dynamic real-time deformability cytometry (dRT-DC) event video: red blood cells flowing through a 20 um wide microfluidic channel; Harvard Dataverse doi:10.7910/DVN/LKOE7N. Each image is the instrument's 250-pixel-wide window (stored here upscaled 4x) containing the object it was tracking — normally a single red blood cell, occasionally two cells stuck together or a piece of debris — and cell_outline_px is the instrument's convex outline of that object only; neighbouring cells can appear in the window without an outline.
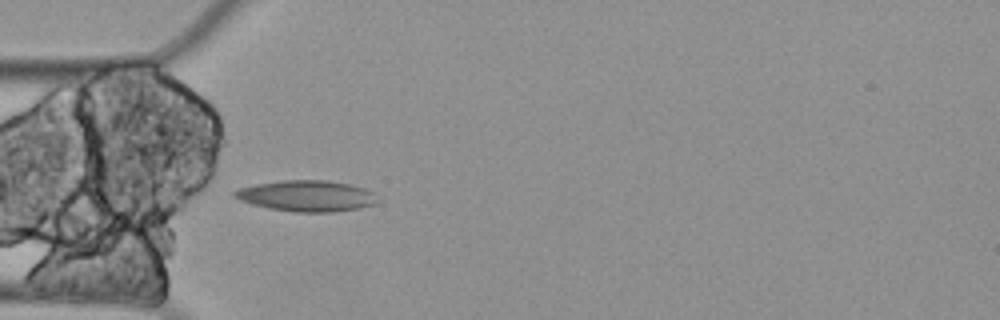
{"species": "Egyptian fruit bat (a non-hibernating species)", "species_latin": "Rousettus aegyptiacus", "temperature_condition": "cold", "stored_images_in_passage": 4, "camera_frame_rate_fps": 3000, "um_per_image_px": 0.085, "animal": {"sex": "female"}, "frame": {"image": 1, "passage_image": 4, "time_ms": 1.0, "image_size_px": [1000, 320], "cell_outline_px": [[380, 200], [376, 204], [360, 208], [332, 212], [296, 212], [268, 208], [252, 204], [240, 200], [232, 196], [232, 192], [240, 188], [256, 184], [284, 180], [324, 180], [348, 184], [364, 188], [372, 192]], "centroid_in_image_um": [26.08, 16.66], "position_along_channel_um": 58.9, "area_um2": 25.84}}